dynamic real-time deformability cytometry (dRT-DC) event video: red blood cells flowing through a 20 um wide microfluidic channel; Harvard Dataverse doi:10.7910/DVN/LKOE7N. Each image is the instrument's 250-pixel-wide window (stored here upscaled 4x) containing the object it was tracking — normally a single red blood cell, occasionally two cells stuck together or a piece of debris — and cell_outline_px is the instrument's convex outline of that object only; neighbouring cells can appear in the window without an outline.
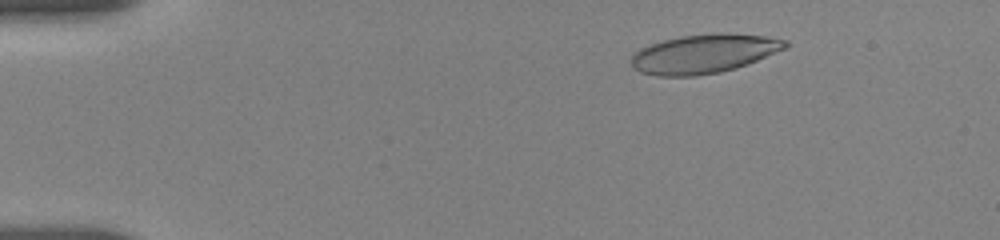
{"species": "human", "species_latin": "Homo sapiens", "temperature_condition": "room temperature", "stored_images_in_passage": 31, "camera_frame_rate_fps": 3000, "um_per_image_px": 0.085, "donor": {"sex": "female"}, "frame": {"image": 1, "passage_image": 3, "time_ms": 1.667, "image_size_px": [1000, 240], "cell_outline_px": [[788, 48], [748, 64], [736, 68], [720, 72], [696, 76], [656, 76], [640, 72], [632, 68], [632, 56], [640, 48], [664, 40], [680, 36], [716, 32], [728, 32], [764, 36], [788, 40]], "centroid_in_image_um": [59.87, 4.56], "position_along_channel_um": 25.1, "area_um2": 35.32}}
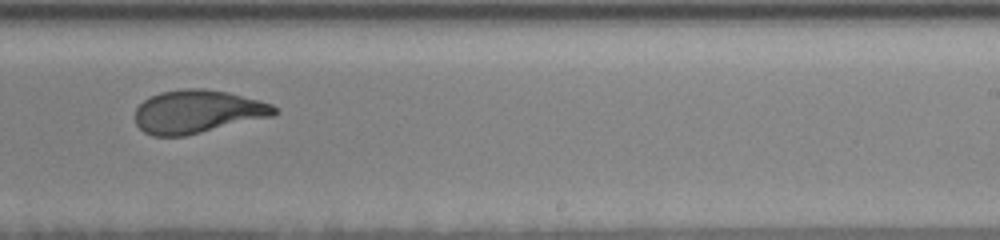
{"frame": {"image": 2, "passage_image": 16, "time_ms": 10.667, "image_size_px": [1000, 240], "cell_outline_px": [[280, 112], [272, 116], [184, 136], [152, 136], [144, 132], [136, 124], [136, 108], [144, 100], [160, 92], [184, 88], [204, 88], [228, 92], [260, 100], [272, 104]], "centroid_in_image_um": [16.8, 9.48], "position_along_channel_um": 272.2, "area_um2": 34.97}}
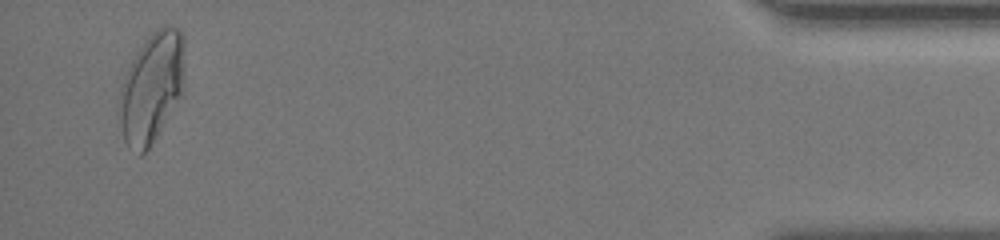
{"frame": {"image": 3, "passage_image": 29, "time_ms": 16.667, "image_size_px": [1000, 240], "cell_outline_px": [[184, 84], [180, 96], [148, 148], [140, 156], [128, 148], [124, 140], [120, 124], [120, 88], [124, 76], [136, 52], [148, 36], [156, 28], [164, 24], [180, 28], [184, 32]], "centroid_in_image_um": [12.9, 7.37], "position_along_channel_um": 422.3, "area_um2": 41.79}, "authors_computed_cell_mechanics": {"area_um2": 35.4892, "velocity_mm_per_s": 3.6634, "shape_relaxation_time_tau1_ms": 5.9714, "shape_relaxation_time_tau2_ms": 1.2021, "deformation_change_tau1": 0.2117, "deformation_change_tau2": 0.0852}}